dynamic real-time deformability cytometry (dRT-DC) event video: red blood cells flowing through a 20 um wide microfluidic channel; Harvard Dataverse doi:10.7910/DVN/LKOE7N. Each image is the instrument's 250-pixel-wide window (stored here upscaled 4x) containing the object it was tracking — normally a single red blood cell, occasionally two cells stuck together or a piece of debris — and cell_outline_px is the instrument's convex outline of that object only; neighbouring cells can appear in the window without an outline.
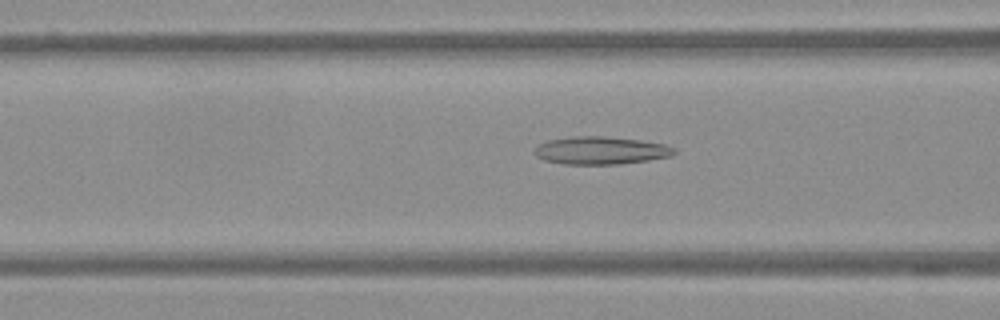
{"species": "Egyptian fruit bat (a non-hibernating species)", "species_latin": "Rousettus aegyptiacus", "temperature_condition": "warm", "stored_images_in_passage": 56, "camera_frame_rate_fps": 3000, "um_per_image_px": 0.085, "frame": {"image": 1, "passage_image": 23, "time_ms": 7.333, "image_size_px": [1000, 320], "cell_outline_px": [[676, 152], [672, 156], [648, 160], [620, 164], [564, 164], [544, 160], [536, 156], [532, 152], [540, 144], [548, 140], [572, 136], [604, 136], [640, 140], [664, 144], [676, 148]], "centroid_in_image_um": [51.07, 12.79], "position_along_channel_um": 115.5, "area_um2": 22.66}}
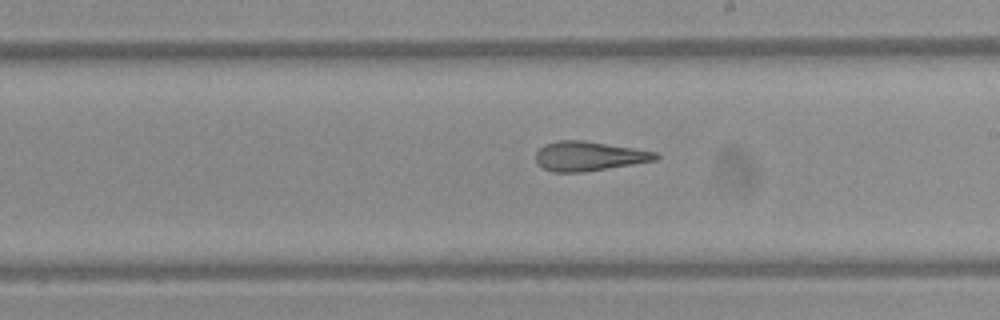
{"frame": {"image": 2, "passage_image": 33, "time_ms": 10.667, "image_size_px": [1000, 320], "cell_outline_px": [[660, 156], [656, 160], [584, 172], [552, 172], [544, 168], [536, 160], [536, 152], [544, 144], [556, 140], [584, 140], [636, 148], [656, 152]], "centroid_in_image_um": [50.06, 13.26], "position_along_channel_um": 238.9, "area_um2": 20.58}}
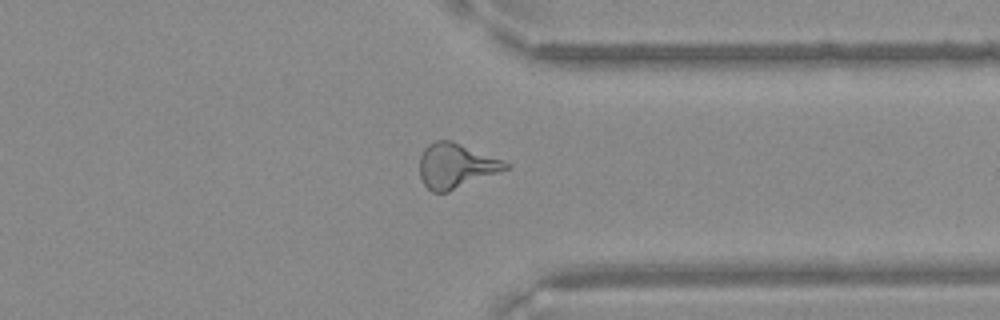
{"frame": {"image": 3, "passage_image": 44, "time_ms": 14.333, "image_size_px": [1000, 320], "cell_outline_px": [[512, 168], [448, 192], [432, 192], [424, 184], [420, 176], [420, 156], [424, 148], [428, 144], [436, 140], [452, 140], [504, 160], [512, 164]], "centroid_in_image_um": [38.8, 14.08], "position_along_channel_um": 372.6, "area_um2": 22.77}}